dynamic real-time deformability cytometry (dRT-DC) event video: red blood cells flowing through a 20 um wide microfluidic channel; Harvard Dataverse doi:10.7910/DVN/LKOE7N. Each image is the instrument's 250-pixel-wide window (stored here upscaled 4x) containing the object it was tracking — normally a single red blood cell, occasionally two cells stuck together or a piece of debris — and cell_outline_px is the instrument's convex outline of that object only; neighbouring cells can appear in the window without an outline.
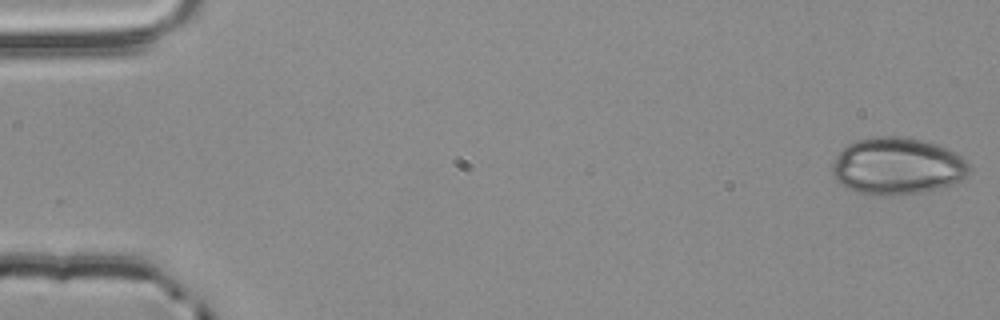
{"species": "common noctule bat (a hibernating species)", "species_latin": "Nyctalus noctula", "temperature_condition": "room temperature", "stored_images_in_passage": 4, "camera_frame_rate_fps": 3000, "um_per_image_px": 0.085, "animal": {"sex": "male", "body_mass_g": 20.4}, "frame": {"image": 1, "passage_image": 1, "time_ms": 0.0, "image_size_px": [1000, 320], "cell_outline_px": [[968, 172], [960, 180], [952, 184], [940, 188], [924, 192], [880, 196], [856, 192], [840, 184], [832, 176], [832, 164], [836, 156], [848, 144], [856, 140], [872, 136], [896, 136], [920, 140], [948, 148], [956, 152], [968, 164]], "centroid_in_image_um": [76.22, 14.12], "position_along_channel_um": 8.8, "area_um2": 45.43}}